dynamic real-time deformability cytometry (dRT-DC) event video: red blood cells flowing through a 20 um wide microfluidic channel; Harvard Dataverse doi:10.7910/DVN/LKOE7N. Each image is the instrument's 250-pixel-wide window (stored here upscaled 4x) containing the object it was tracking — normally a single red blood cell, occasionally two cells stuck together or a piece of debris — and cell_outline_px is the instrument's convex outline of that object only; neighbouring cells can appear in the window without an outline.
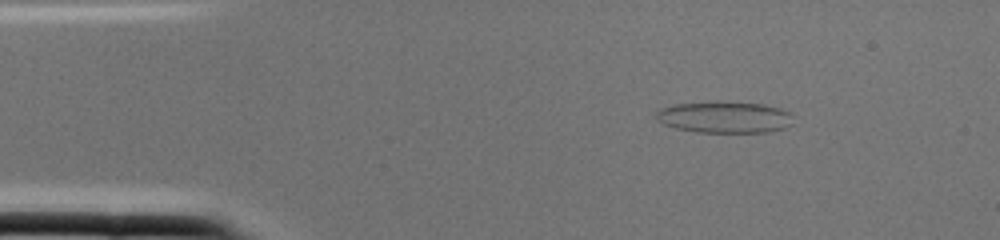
{"species": "common noctule bat (a hibernating species)", "species_latin": "Nyctalus noctula", "temperature_condition": "cold", "stored_images_in_passage": 1, "camera_frame_rate_fps": 3000, "um_per_image_px": 0.085, "animal": {"sex": "female", "body_mass_g": 22.0, "forearm_length_mm": 56.7}, "frame": {"image": 1, "passage_image": 1, "time_ms": 0.0, "image_size_px": [1000, 240], "cell_outline_px": [[792, 124], [784, 128], [768, 132], [696, 132], [676, 128], [664, 124], [656, 120], [656, 112], [660, 108], [676, 104], [716, 100], [720, 100], [764, 104], [780, 108], [792, 112]], "centroid_in_image_um": [61.6, 9.94], "position_along_channel_um": 23.4, "area_um2": 25.72}}